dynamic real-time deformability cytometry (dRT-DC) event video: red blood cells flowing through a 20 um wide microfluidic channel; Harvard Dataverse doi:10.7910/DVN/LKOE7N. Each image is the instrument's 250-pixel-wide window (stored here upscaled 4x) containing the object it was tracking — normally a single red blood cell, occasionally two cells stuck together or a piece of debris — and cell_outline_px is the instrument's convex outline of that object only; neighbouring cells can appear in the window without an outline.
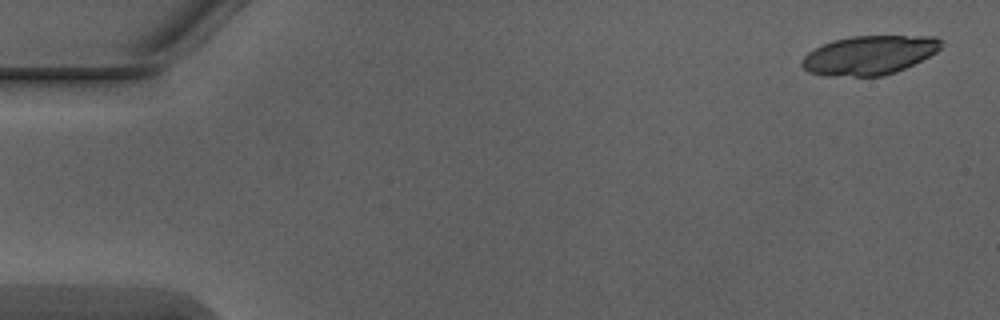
{"species": "Egyptian fruit bat (a non-hibernating species)", "species_latin": "Rousettus aegyptiacus", "temperature_condition": "warm", "stored_images_in_passage": 5, "camera_frame_rate_fps": 3000, "um_per_image_px": 0.085, "animal": {"sex": "male"}, "frame": {"image": 1, "passage_image": 1, "time_ms": 0.0, "image_size_px": [1000, 320], "cell_outline_px": [[944, 40], [940, 48], [936, 52], [896, 72], [884, 76], [824, 76], [808, 72], [800, 64], [804, 56], [808, 52], [832, 40], [852, 36], [936, 36]], "centroid_in_image_um": [73.88, 4.69], "position_along_channel_um": 11.1, "area_um2": 31.67}}